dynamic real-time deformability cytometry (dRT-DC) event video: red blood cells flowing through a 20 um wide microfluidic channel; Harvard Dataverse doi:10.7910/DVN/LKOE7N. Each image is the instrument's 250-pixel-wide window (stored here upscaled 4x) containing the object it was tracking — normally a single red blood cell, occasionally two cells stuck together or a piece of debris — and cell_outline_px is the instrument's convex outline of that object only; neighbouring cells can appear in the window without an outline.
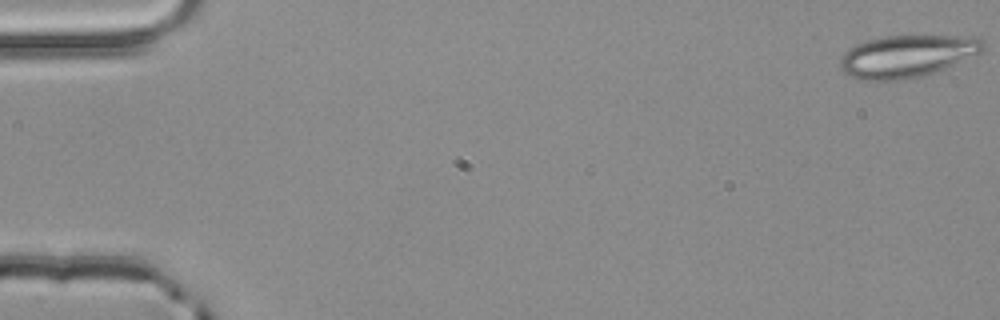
{"species": "common noctule bat (a hibernating species)", "species_latin": "Nyctalus noctula", "temperature_condition": "room temperature", "stored_images_in_passage": 5, "camera_frame_rate_fps": 3000, "um_per_image_px": 0.085, "animal": {"sex": "male", "body_mass_g": 20.4}, "frame": {"image": 1, "passage_image": 1, "time_ms": 0.0, "image_size_px": [1000, 320], "cell_outline_px": [[984, 48], [980, 52], [944, 68], [932, 72], [900, 80], [860, 80], [848, 76], [840, 68], [840, 60], [844, 52], [848, 48], [856, 44], [868, 40], [888, 36], [980, 36], [984, 40]], "centroid_in_image_um": [77.06, 4.76], "position_along_channel_um": 7.9, "area_um2": 34.85}}